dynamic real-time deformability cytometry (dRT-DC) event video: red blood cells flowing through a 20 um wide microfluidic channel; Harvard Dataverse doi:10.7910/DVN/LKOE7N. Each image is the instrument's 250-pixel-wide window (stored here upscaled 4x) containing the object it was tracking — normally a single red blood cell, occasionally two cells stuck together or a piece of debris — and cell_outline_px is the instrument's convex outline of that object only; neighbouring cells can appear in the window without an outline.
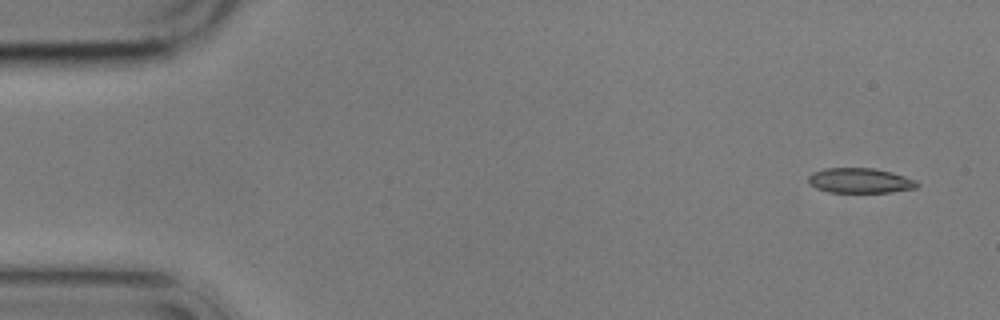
{"species": "common noctule bat (a hibernating species)", "species_latin": "Nyctalus noctula", "temperature_condition": "cold", "stored_images_in_passage": 4, "camera_frame_rate_fps": 3000, "um_per_image_px": 0.085, "animal": {"sex": "male", "body_mass_g": 17.9}, "frame": {"image": 1, "passage_image": 1, "time_ms": 0.0, "image_size_px": [1000, 320], "cell_outline_px": [[920, 184], [916, 188], [892, 192], [828, 192], [816, 188], [808, 180], [808, 176], [812, 172], [824, 168], [876, 168], [892, 172], [916, 180]], "centroid_in_image_um": [73.12, 15.34], "position_along_channel_um": 11.9, "area_um2": 15.9}}
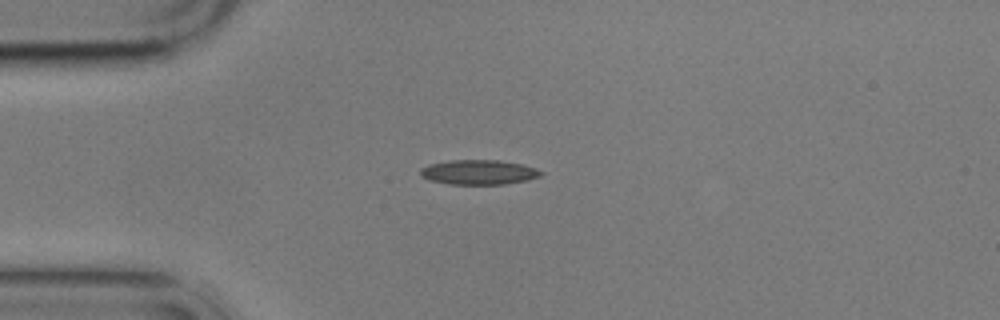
{"frame": {"image": 2, "passage_image": 4, "time_ms": 3.667, "image_size_px": [1000, 320], "cell_outline_px": [[544, 172], [540, 176], [528, 180], [504, 184], [448, 184], [428, 180], [420, 176], [420, 168], [428, 164], [452, 160], [496, 160], [524, 164], [536, 168]], "centroid_in_image_um": [40.68, 14.64], "position_along_channel_um": 44.3, "area_um2": 17.51}}